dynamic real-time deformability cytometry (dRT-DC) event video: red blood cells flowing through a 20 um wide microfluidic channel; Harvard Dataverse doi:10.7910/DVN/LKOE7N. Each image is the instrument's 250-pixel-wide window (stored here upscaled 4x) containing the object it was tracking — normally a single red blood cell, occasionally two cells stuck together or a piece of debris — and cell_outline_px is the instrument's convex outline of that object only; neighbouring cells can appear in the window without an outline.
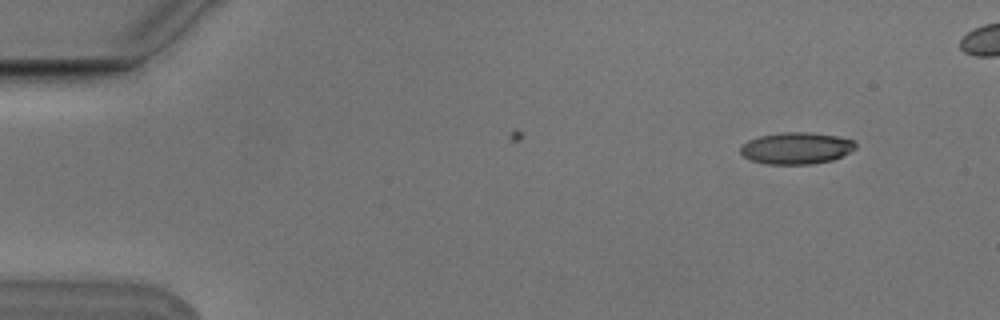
{"species": "Egyptian fruit bat (a non-hibernating species)", "species_latin": "Rousettus aegyptiacus", "temperature_condition": "cold", "stored_images_in_passage": 2, "camera_frame_rate_fps": 3000, "um_per_image_px": 0.085, "animal": {"sex": "male"}, "frame": {"image": 1, "passage_image": 2, "time_ms": 0.333, "image_size_px": [1000, 320], "cell_outline_px": [[856, 148], [832, 160], [812, 164], [768, 164], [752, 160], [744, 156], [740, 152], [740, 148], [748, 140], [760, 136], [780, 132], [808, 132], [836, 136], [852, 140], [856, 144]], "centroid_in_image_um": [67.67, 12.59], "position_along_channel_um": 17.3, "area_um2": 21.04}}